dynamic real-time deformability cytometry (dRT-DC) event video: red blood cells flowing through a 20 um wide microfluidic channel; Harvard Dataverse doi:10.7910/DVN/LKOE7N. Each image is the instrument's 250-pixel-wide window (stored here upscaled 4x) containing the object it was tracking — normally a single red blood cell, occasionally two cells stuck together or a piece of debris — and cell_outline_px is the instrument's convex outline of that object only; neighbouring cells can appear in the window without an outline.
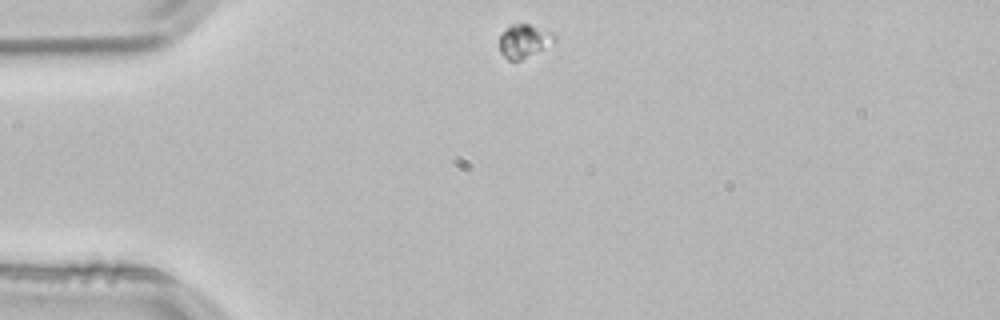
{"species": "common noctule bat (a hibernating species)", "species_latin": "Nyctalus noctula", "temperature_condition": "room temperature", "stored_images_in_passage": 6, "camera_frame_rate_fps": 3000, "um_per_image_px": 0.085, "animal": {"sex": "male", "body_mass_g": 21.5, "forearm_length_mm": 52.0}, "frame": {"image": 1, "passage_image": 1, "time_ms": 0.0, "image_size_px": [1000, 320], "cell_outline_px": [[556, 40], [544, 48], [520, 60], [508, 60], [500, 52], [500, 36], [512, 24], [528, 24], [552, 32], [556, 36]], "centroid_in_image_um": [44.55, 3.49], "position_along_channel_um": 40.4, "area_um2": 10.4}}